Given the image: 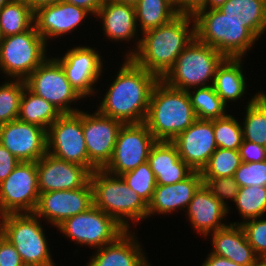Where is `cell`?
Here are the masks:
<instances>
[{
  "label": "cell",
  "mask_w": 266,
  "mask_h": 266,
  "mask_svg": "<svg viewBox=\"0 0 266 266\" xmlns=\"http://www.w3.org/2000/svg\"><path fill=\"white\" fill-rule=\"evenodd\" d=\"M116 2L136 6L139 0H115Z\"/></svg>",
  "instance_id": "816d5d0a"
},
{
  "label": "cell",
  "mask_w": 266,
  "mask_h": 266,
  "mask_svg": "<svg viewBox=\"0 0 266 266\" xmlns=\"http://www.w3.org/2000/svg\"><path fill=\"white\" fill-rule=\"evenodd\" d=\"M242 70V58L226 57L218 66L213 87L225 104L230 103V101L241 100L244 95L246 77H244Z\"/></svg>",
  "instance_id": "4316f807"
},
{
  "label": "cell",
  "mask_w": 266,
  "mask_h": 266,
  "mask_svg": "<svg viewBox=\"0 0 266 266\" xmlns=\"http://www.w3.org/2000/svg\"><path fill=\"white\" fill-rule=\"evenodd\" d=\"M193 89L194 92L188 90V93L197 119L212 120L227 115V105L215 92L213 85Z\"/></svg>",
  "instance_id": "d6a6232c"
},
{
  "label": "cell",
  "mask_w": 266,
  "mask_h": 266,
  "mask_svg": "<svg viewBox=\"0 0 266 266\" xmlns=\"http://www.w3.org/2000/svg\"><path fill=\"white\" fill-rule=\"evenodd\" d=\"M251 266H266V259L259 258L254 264Z\"/></svg>",
  "instance_id": "f5cc1de1"
},
{
  "label": "cell",
  "mask_w": 266,
  "mask_h": 266,
  "mask_svg": "<svg viewBox=\"0 0 266 266\" xmlns=\"http://www.w3.org/2000/svg\"><path fill=\"white\" fill-rule=\"evenodd\" d=\"M195 37L194 17L178 14L168 23L143 32L142 39L136 41V48L125 55L162 79Z\"/></svg>",
  "instance_id": "7a4b0ae2"
},
{
  "label": "cell",
  "mask_w": 266,
  "mask_h": 266,
  "mask_svg": "<svg viewBox=\"0 0 266 266\" xmlns=\"http://www.w3.org/2000/svg\"><path fill=\"white\" fill-rule=\"evenodd\" d=\"M34 25V11L24 0H11L0 10L1 38L20 34Z\"/></svg>",
  "instance_id": "4dcf8cb0"
},
{
  "label": "cell",
  "mask_w": 266,
  "mask_h": 266,
  "mask_svg": "<svg viewBox=\"0 0 266 266\" xmlns=\"http://www.w3.org/2000/svg\"><path fill=\"white\" fill-rule=\"evenodd\" d=\"M123 123L98 111L87 114L82 110V129L89 158V172L104 169L110 162L117 135Z\"/></svg>",
  "instance_id": "5bb4252c"
},
{
  "label": "cell",
  "mask_w": 266,
  "mask_h": 266,
  "mask_svg": "<svg viewBox=\"0 0 266 266\" xmlns=\"http://www.w3.org/2000/svg\"><path fill=\"white\" fill-rule=\"evenodd\" d=\"M207 0H182L181 14L195 16L199 11L206 10Z\"/></svg>",
  "instance_id": "f6af8a7d"
},
{
  "label": "cell",
  "mask_w": 266,
  "mask_h": 266,
  "mask_svg": "<svg viewBox=\"0 0 266 266\" xmlns=\"http://www.w3.org/2000/svg\"><path fill=\"white\" fill-rule=\"evenodd\" d=\"M201 266H242V265H239L227 258L209 253L208 257L206 258L204 263H202Z\"/></svg>",
  "instance_id": "7dc6e473"
},
{
  "label": "cell",
  "mask_w": 266,
  "mask_h": 266,
  "mask_svg": "<svg viewBox=\"0 0 266 266\" xmlns=\"http://www.w3.org/2000/svg\"><path fill=\"white\" fill-rule=\"evenodd\" d=\"M171 142L180 158L194 171L201 172L217 149L213 119H197Z\"/></svg>",
  "instance_id": "ac0fdd59"
},
{
  "label": "cell",
  "mask_w": 266,
  "mask_h": 266,
  "mask_svg": "<svg viewBox=\"0 0 266 266\" xmlns=\"http://www.w3.org/2000/svg\"><path fill=\"white\" fill-rule=\"evenodd\" d=\"M0 218V231L14 245L25 266H56L38 216L21 213Z\"/></svg>",
  "instance_id": "52a82bcc"
},
{
  "label": "cell",
  "mask_w": 266,
  "mask_h": 266,
  "mask_svg": "<svg viewBox=\"0 0 266 266\" xmlns=\"http://www.w3.org/2000/svg\"><path fill=\"white\" fill-rule=\"evenodd\" d=\"M67 3L73 4L87 10L91 15L96 16L100 7L106 0H64Z\"/></svg>",
  "instance_id": "bcb514c9"
},
{
  "label": "cell",
  "mask_w": 266,
  "mask_h": 266,
  "mask_svg": "<svg viewBox=\"0 0 266 266\" xmlns=\"http://www.w3.org/2000/svg\"><path fill=\"white\" fill-rule=\"evenodd\" d=\"M196 38L229 58H243L258 37L240 21L218 9L201 10L195 16Z\"/></svg>",
  "instance_id": "5b68a950"
},
{
  "label": "cell",
  "mask_w": 266,
  "mask_h": 266,
  "mask_svg": "<svg viewBox=\"0 0 266 266\" xmlns=\"http://www.w3.org/2000/svg\"><path fill=\"white\" fill-rule=\"evenodd\" d=\"M19 163L20 160L0 144V183L11 174Z\"/></svg>",
  "instance_id": "ee69618b"
},
{
  "label": "cell",
  "mask_w": 266,
  "mask_h": 266,
  "mask_svg": "<svg viewBox=\"0 0 266 266\" xmlns=\"http://www.w3.org/2000/svg\"><path fill=\"white\" fill-rule=\"evenodd\" d=\"M228 0H207L206 10L219 9L223 6Z\"/></svg>",
  "instance_id": "681fc988"
},
{
  "label": "cell",
  "mask_w": 266,
  "mask_h": 266,
  "mask_svg": "<svg viewBox=\"0 0 266 266\" xmlns=\"http://www.w3.org/2000/svg\"><path fill=\"white\" fill-rule=\"evenodd\" d=\"M135 9L137 27L141 25V33L166 24L178 15L166 0H139Z\"/></svg>",
  "instance_id": "1f68e13d"
},
{
  "label": "cell",
  "mask_w": 266,
  "mask_h": 266,
  "mask_svg": "<svg viewBox=\"0 0 266 266\" xmlns=\"http://www.w3.org/2000/svg\"><path fill=\"white\" fill-rule=\"evenodd\" d=\"M156 139L145 123L123 124L120 128L110 162L104 170L120 176L148 161Z\"/></svg>",
  "instance_id": "4fadbf2b"
},
{
  "label": "cell",
  "mask_w": 266,
  "mask_h": 266,
  "mask_svg": "<svg viewBox=\"0 0 266 266\" xmlns=\"http://www.w3.org/2000/svg\"><path fill=\"white\" fill-rule=\"evenodd\" d=\"M197 120L188 91L159 79L153 88L145 124L157 141H172Z\"/></svg>",
  "instance_id": "3957f363"
},
{
  "label": "cell",
  "mask_w": 266,
  "mask_h": 266,
  "mask_svg": "<svg viewBox=\"0 0 266 266\" xmlns=\"http://www.w3.org/2000/svg\"><path fill=\"white\" fill-rule=\"evenodd\" d=\"M36 162H22L0 183V216L33 213L39 199Z\"/></svg>",
  "instance_id": "8fae6325"
},
{
  "label": "cell",
  "mask_w": 266,
  "mask_h": 266,
  "mask_svg": "<svg viewBox=\"0 0 266 266\" xmlns=\"http://www.w3.org/2000/svg\"><path fill=\"white\" fill-rule=\"evenodd\" d=\"M0 266H25L14 245L0 231Z\"/></svg>",
  "instance_id": "b9f144b4"
},
{
  "label": "cell",
  "mask_w": 266,
  "mask_h": 266,
  "mask_svg": "<svg viewBox=\"0 0 266 266\" xmlns=\"http://www.w3.org/2000/svg\"><path fill=\"white\" fill-rule=\"evenodd\" d=\"M22 79L8 80L0 85V125L18 119L20 100L25 89Z\"/></svg>",
  "instance_id": "d590c367"
},
{
  "label": "cell",
  "mask_w": 266,
  "mask_h": 266,
  "mask_svg": "<svg viewBox=\"0 0 266 266\" xmlns=\"http://www.w3.org/2000/svg\"><path fill=\"white\" fill-rule=\"evenodd\" d=\"M47 153L64 161L84 166L89 158L82 129V110L64 113L47 129Z\"/></svg>",
  "instance_id": "7c38bea8"
},
{
  "label": "cell",
  "mask_w": 266,
  "mask_h": 266,
  "mask_svg": "<svg viewBox=\"0 0 266 266\" xmlns=\"http://www.w3.org/2000/svg\"><path fill=\"white\" fill-rule=\"evenodd\" d=\"M91 206H93V188L89 180L78 189L41 193L33 213L39 218L46 219L54 227H58L66 219L86 212Z\"/></svg>",
  "instance_id": "9a60e30c"
},
{
  "label": "cell",
  "mask_w": 266,
  "mask_h": 266,
  "mask_svg": "<svg viewBox=\"0 0 266 266\" xmlns=\"http://www.w3.org/2000/svg\"><path fill=\"white\" fill-rule=\"evenodd\" d=\"M68 50L62 58L55 59L61 64L72 87L83 98L92 96L95 93L94 85L103 72L102 56L89 46H76Z\"/></svg>",
  "instance_id": "e0dca14e"
},
{
  "label": "cell",
  "mask_w": 266,
  "mask_h": 266,
  "mask_svg": "<svg viewBox=\"0 0 266 266\" xmlns=\"http://www.w3.org/2000/svg\"><path fill=\"white\" fill-rule=\"evenodd\" d=\"M203 184L201 172L194 171L185 180L175 184L158 185L148 203L147 217L168 214L177 209H187L195 192Z\"/></svg>",
  "instance_id": "44dd1931"
},
{
  "label": "cell",
  "mask_w": 266,
  "mask_h": 266,
  "mask_svg": "<svg viewBox=\"0 0 266 266\" xmlns=\"http://www.w3.org/2000/svg\"><path fill=\"white\" fill-rule=\"evenodd\" d=\"M60 115L61 113L54 105L25 86L20 100L19 120L37 125L47 131Z\"/></svg>",
  "instance_id": "f1b7e54d"
},
{
  "label": "cell",
  "mask_w": 266,
  "mask_h": 266,
  "mask_svg": "<svg viewBox=\"0 0 266 266\" xmlns=\"http://www.w3.org/2000/svg\"><path fill=\"white\" fill-rule=\"evenodd\" d=\"M62 0H24V2L33 10L35 11L36 9L46 6V5H51L57 2H60Z\"/></svg>",
  "instance_id": "c3c4849f"
},
{
  "label": "cell",
  "mask_w": 266,
  "mask_h": 266,
  "mask_svg": "<svg viewBox=\"0 0 266 266\" xmlns=\"http://www.w3.org/2000/svg\"><path fill=\"white\" fill-rule=\"evenodd\" d=\"M212 234V254L227 258L242 266H251L259 257L248 243L240 224H232L216 230Z\"/></svg>",
  "instance_id": "d4e9b609"
},
{
  "label": "cell",
  "mask_w": 266,
  "mask_h": 266,
  "mask_svg": "<svg viewBox=\"0 0 266 266\" xmlns=\"http://www.w3.org/2000/svg\"><path fill=\"white\" fill-rule=\"evenodd\" d=\"M218 10L242 22L258 38L266 31V0H228Z\"/></svg>",
  "instance_id": "83f0119b"
},
{
  "label": "cell",
  "mask_w": 266,
  "mask_h": 266,
  "mask_svg": "<svg viewBox=\"0 0 266 266\" xmlns=\"http://www.w3.org/2000/svg\"><path fill=\"white\" fill-rule=\"evenodd\" d=\"M234 203L240 216L244 219L243 222L249 219L260 218L266 213V187H239Z\"/></svg>",
  "instance_id": "836d02e7"
},
{
  "label": "cell",
  "mask_w": 266,
  "mask_h": 266,
  "mask_svg": "<svg viewBox=\"0 0 266 266\" xmlns=\"http://www.w3.org/2000/svg\"><path fill=\"white\" fill-rule=\"evenodd\" d=\"M11 0H0V10L7 4L9 3Z\"/></svg>",
  "instance_id": "db71d44e"
},
{
  "label": "cell",
  "mask_w": 266,
  "mask_h": 266,
  "mask_svg": "<svg viewBox=\"0 0 266 266\" xmlns=\"http://www.w3.org/2000/svg\"><path fill=\"white\" fill-rule=\"evenodd\" d=\"M97 16L102 18V29L107 39L130 41L138 34L135 6L115 0H106L100 7Z\"/></svg>",
  "instance_id": "484cf974"
},
{
  "label": "cell",
  "mask_w": 266,
  "mask_h": 266,
  "mask_svg": "<svg viewBox=\"0 0 266 266\" xmlns=\"http://www.w3.org/2000/svg\"><path fill=\"white\" fill-rule=\"evenodd\" d=\"M39 193L73 190L90 180V172L81 165L70 163L46 153L37 162Z\"/></svg>",
  "instance_id": "d6986e66"
},
{
  "label": "cell",
  "mask_w": 266,
  "mask_h": 266,
  "mask_svg": "<svg viewBox=\"0 0 266 266\" xmlns=\"http://www.w3.org/2000/svg\"><path fill=\"white\" fill-rule=\"evenodd\" d=\"M47 131L37 125L15 119L0 125V144L18 160L37 162L47 153Z\"/></svg>",
  "instance_id": "2e32d148"
},
{
  "label": "cell",
  "mask_w": 266,
  "mask_h": 266,
  "mask_svg": "<svg viewBox=\"0 0 266 266\" xmlns=\"http://www.w3.org/2000/svg\"><path fill=\"white\" fill-rule=\"evenodd\" d=\"M241 162L238 150L217 148L202 169L201 176L202 178L234 176Z\"/></svg>",
  "instance_id": "e575fe53"
},
{
  "label": "cell",
  "mask_w": 266,
  "mask_h": 266,
  "mask_svg": "<svg viewBox=\"0 0 266 266\" xmlns=\"http://www.w3.org/2000/svg\"><path fill=\"white\" fill-rule=\"evenodd\" d=\"M135 236L126 230L112 243L96 249L86 266H150Z\"/></svg>",
  "instance_id": "603a6c76"
},
{
  "label": "cell",
  "mask_w": 266,
  "mask_h": 266,
  "mask_svg": "<svg viewBox=\"0 0 266 266\" xmlns=\"http://www.w3.org/2000/svg\"><path fill=\"white\" fill-rule=\"evenodd\" d=\"M125 183L148 204L156 188V181L148 161L140 164L134 170L120 175Z\"/></svg>",
  "instance_id": "74e56055"
},
{
  "label": "cell",
  "mask_w": 266,
  "mask_h": 266,
  "mask_svg": "<svg viewBox=\"0 0 266 266\" xmlns=\"http://www.w3.org/2000/svg\"><path fill=\"white\" fill-rule=\"evenodd\" d=\"M203 183L209 189V191L228 209L229 207L226 199H236L239 186L234 176L219 177V178H202Z\"/></svg>",
  "instance_id": "60d3db41"
},
{
  "label": "cell",
  "mask_w": 266,
  "mask_h": 266,
  "mask_svg": "<svg viewBox=\"0 0 266 266\" xmlns=\"http://www.w3.org/2000/svg\"><path fill=\"white\" fill-rule=\"evenodd\" d=\"M234 177L239 187H266V160L249 163L241 162Z\"/></svg>",
  "instance_id": "ab89813d"
},
{
  "label": "cell",
  "mask_w": 266,
  "mask_h": 266,
  "mask_svg": "<svg viewBox=\"0 0 266 266\" xmlns=\"http://www.w3.org/2000/svg\"><path fill=\"white\" fill-rule=\"evenodd\" d=\"M57 228L75 243L97 249L112 243L126 231L113 217L94 205L86 212L66 219Z\"/></svg>",
  "instance_id": "30bf717a"
},
{
  "label": "cell",
  "mask_w": 266,
  "mask_h": 266,
  "mask_svg": "<svg viewBox=\"0 0 266 266\" xmlns=\"http://www.w3.org/2000/svg\"><path fill=\"white\" fill-rule=\"evenodd\" d=\"M90 182L93 205L113 217L125 230L130 228L128 221L137 223L147 219L148 204L121 176L96 169L90 174Z\"/></svg>",
  "instance_id": "277c9868"
},
{
  "label": "cell",
  "mask_w": 266,
  "mask_h": 266,
  "mask_svg": "<svg viewBox=\"0 0 266 266\" xmlns=\"http://www.w3.org/2000/svg\"><path fill=\"white\" fill-rule=\"evenodd\" d=\"M214 138L217 148L239 150L243 142L242 126L231 114L213 119Z\"/></svg>",
  "instance_id": "8d00e7d4"
},
{
  "label": "cell",
  "mask_w": 266,
  "mask_h": 266,
  "mask_svg": "<svg viewBox=\"0 0 266 266\" xmlns=\"http://www.w3.org/2000/svg\"><path fill=\"white\" fill-rule=\"evenodd\" d=\"M124 59L97 111L123 124L144 123L151 94L159 78L130 57Z\"/></svg>",
  "instance_id": "6da1fadb"
},
{
  "label": "cell",
  "mask_w": 266,
  "mask_h": 266,
  "mask_svg": "<svg viewBox=\"0 0 266 266\" xmlns=\"http://www.w3.org/2000/svg\"><path fill=\"white\" fill-rule=\"evenodd\" d=\"M242 126L243 139L266 147V93L251 98Z\"/></svg>",
  "instance_id": "f546056e"
},
{
  "label": "cell",
  "mask_w": 266,
  "mask_h": 266,
  "mask_svg": "<svg viewBox=\"0 0 266 266\" xmlns=\"http://www.w3.org/2000/svg\"><path fill=\"white\" fill-rule=\"evenodd\" d=\"M240 224L245 232L248 243L259 258L266 259V219L254 218Z\"/></svg>",
  "instance_id": "f35d334b"
},
{
  "label": "cell",
  "mask_w": 266,
  "mask_h": 266,
  "mask_svg": "<svg viewBox=\"0 0 266 266\" xmlns=\"http://www.w3.org/2000/svg\"><path fill=\"white\" fill-rule=\"evenodd\" d=\"M168 3H170L178 12V14H181V2L182 0H166Z\"/></svg>",
  "instance_id": "f907efd6"
},
{
  "label": "cell",
  "mask_w": 266,
  "mask_h": 266,
  "mask_svg": "<svg viewBox=\"0 0 266 266\" xmlns=\"http://www.w3.org/2000/svg\"><path fill=\"white\" fill-rule=\"evenodd\" d=\"M148 162L158 185L175 184L185 180L194 172L180 158L171 141H156L150 150Z\"/></svg>",
  "instance_id": "cb8c5ba5"
},
{
  "label": "cell",
  "mask_w": 266,
  "mask_h": 266,
  "mask_svg": "<svg viewBox=\"0 0 266 266\" xmlns=\"http://www.w3.org/2000/svg\"><path fill=\"white\" fill-rule=\"evenodd\" d=\"M90 13L64 0L34 11V26L44 41L72 32Z\"/></svg>",
  "instance_id": "ffe728a7"
},
{
  "label": "cell",
  "mask_w": 266,
  "mask_h": 266,
  "mask_svg": "<svg viewBox=\"0 0 266 266\" xmlns=\"http://www.w3.org/2000/svg\"><path fill=\"white\" fill-rule=\"evenodd\" d=\"M239 154L242 162H260L266 160V147L243 139L239 147Z\"/></svg>",
  "instance_id": "7bdbcfd3"
},
{
  "label": "cell",
  "mask_w": 266,
  "mask_h": 266,
  "mask_svg": "<svg viewBox=\"0 0 266 266\" xmlns=\"http://www.w3.org/2000/svg\"><path fill=\"white\" fill-rule=\"evenodd\" d=\"M24 81L31 92L54 105L61 114L80 111L70 105L83 97L72 87L55 58H46Z\"/></svg>",
  "instance_id": "9c48e42d"
},
{
  "label": "cell",
  "mask_w": 266,
  "mask_h": 266,
  "mask_svg": "<svg viewBox=\"0 0 266 266\" xmlns=\"http://www.w3.org/2000/svg\"><path fill=\"white\" fill-rule=\"evenodd\" d=\"M225 58L215 48L195 37L161 80L170 87L184 91L213 85L215 72Z\"/></svg>",
  "instance_id": "8992f818"
},
{
  "label": "cell",
  "mask_w": 266,
  "mask_h": 266,
  "mask_svg": "<svg viewBox=\"0 0 266 266\" xmlns=\"http://www.w3.org/2000/svg\"><path fill=\"white\" fill-rule=\"evenodd\" d=\"M188 219L199 234L206 236L227 224L223 221L228 209L209 191L203 183L195 192L188 208Z\"/></svg>",
  "instance_id": "7402d4cb"
},
{
  "label": "cell",
  "mask_w": 266,
  "mask_h": 266,
  "mask_svg": "<svg viewBox=\"0 0 266 266\" xmlns=\"http://www.w3.org/2000/svg\"><path fill=\"white\" fill-rule=\"evenodd\" d=\"M46 47L34 25L23 33L0 38V70L12 80H25L47 58Z\"/></svg>",
  "instance_id": "ba28073f"
}]
</instances>
